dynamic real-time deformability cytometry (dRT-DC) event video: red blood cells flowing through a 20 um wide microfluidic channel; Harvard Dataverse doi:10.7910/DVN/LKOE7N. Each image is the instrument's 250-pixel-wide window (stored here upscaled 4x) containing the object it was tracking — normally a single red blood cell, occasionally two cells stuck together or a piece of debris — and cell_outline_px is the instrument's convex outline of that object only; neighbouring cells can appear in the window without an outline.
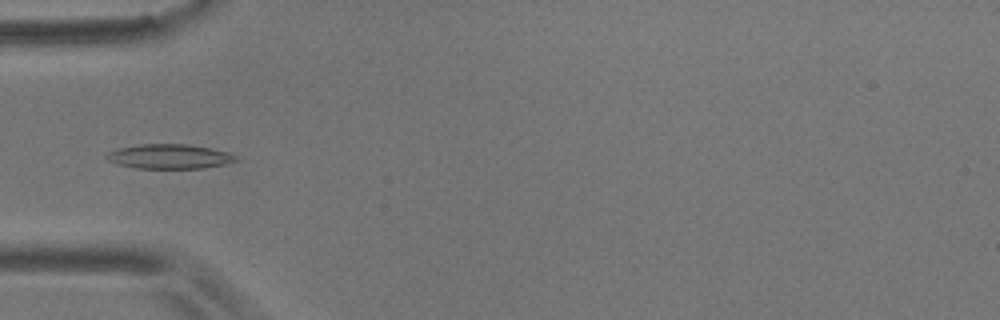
{"species": "common noctule bat (a hibernating species)", "species_latin": "Nyctalus noctula", "temperature_condition": "room temperature", "stored_images_in_passage": 5, "camera_frame_rate_fps": 3000, "um_per_image_px": 0.085, "animal": {"sex": "male", "body_mass_g": 17.9}, "frame": {"image": 1, "passage_image": 3, "time_ms": 0.667, "image_size_px": [1000, 320], "cell_outline_px": [[236, 160], [224, 164], [204, 168], [136, 168], [116, 164], [108, 160], [104, 156], [108, 152], [120, 148], [140, 144], [184, 144], [208, 148], [228, 152], [236, 156]], "centroid_in_image_um": [14.35, 13.3], "position_along_channel_um": 70.6, "area_um2": 18.26}}
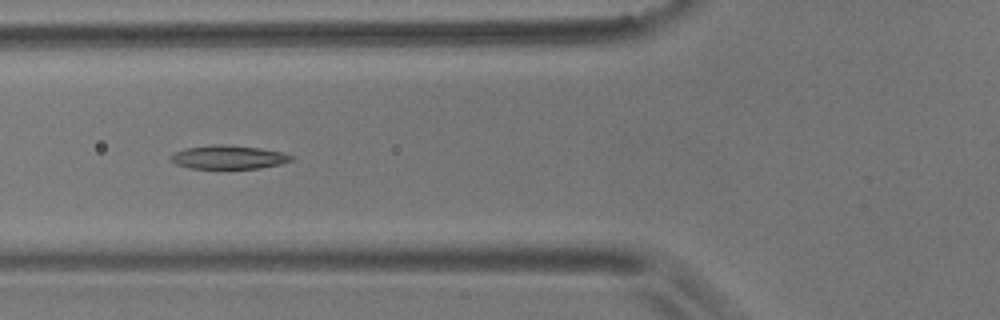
{"frame": {"image": 2, "passage_image": 4, "time_ms": 1.0, "image_size_px": [1000, 320], "cell_outline_px": [[292, 160], [280, 164], [260, 168], [188, 168], [176, 164], [168, 156], [184, 148], [212, 144], [220, 144], [260, 148], [280, 152], [292, 156]], "centroid_in_image_um": [19.37, 13.35], "position_along_channel_um": 106.4, "area_um2": 16.42}}
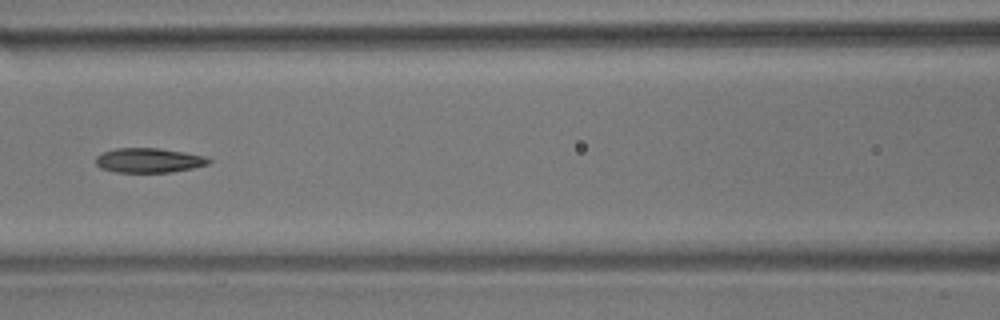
{"frame": {"image": 3, "passage_image": 5, "time_ms": 1.333, "image_size_px": [1000, 320], "cell_outline_px": [[212, 160], [208, 164], [192, 168], [172, 172], [116, 172], [100, 168], [96, 164], [96, 156], [104, 152], [116, 148], [160, 148], [208, 156]], "centroid_in_image_um": [12.68, 13.62], "position_along_channel_um": 153.9, "area_um2": 16.24}}